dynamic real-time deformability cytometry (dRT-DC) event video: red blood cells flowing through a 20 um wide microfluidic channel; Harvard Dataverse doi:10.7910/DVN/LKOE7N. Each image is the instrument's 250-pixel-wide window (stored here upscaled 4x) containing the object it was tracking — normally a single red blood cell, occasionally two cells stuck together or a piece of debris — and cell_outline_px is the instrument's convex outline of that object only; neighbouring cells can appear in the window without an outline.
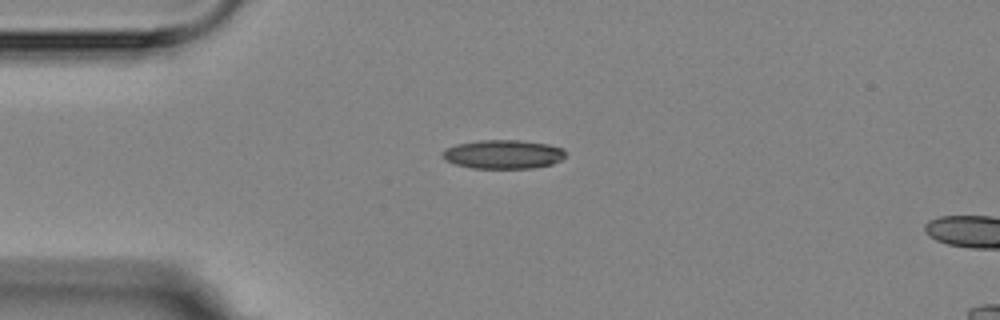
{"species": "Egyptian fruit bat (a non-hibernating species)", "species_latin": "Rousettus aegyptiacus", "temperature_condition": "room temperature", "stored_images_in_passage": 5, "camera_frame_rate_fps": 3000, "um_per_image_px": 0.085, "animal": {"sex": "female"}, "frame": {"image": 1, "passage_image": 3, "time_ms": 3.0, "image_size_px": [1000, 320], "cell_outline_px": [[564, 156], [560, 160], [552, 164], [532, 168], [472, 168], [456, 164], [444, 160], [440, 152], [444, 148], [456, 144], [480, 140], [520, 140], [548, 144], [564, 148]], "centroid_in_image_um": [42.73, 13.11], "position_along_channel_um": 42.3, "area_um2": 20.81}}
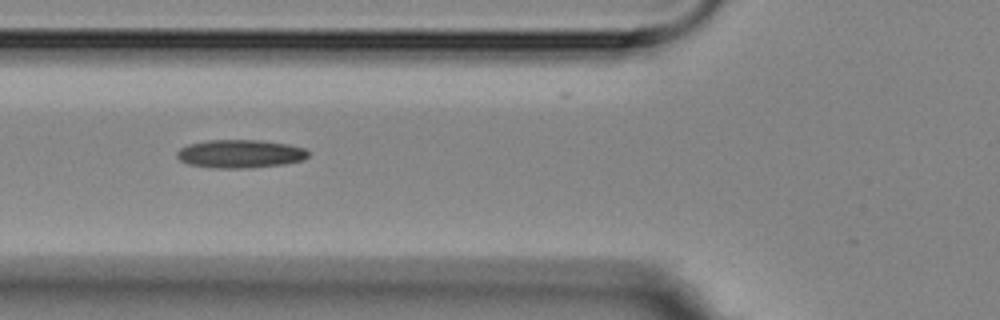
{"frame": {"image": 2, "passage_image": 5, "time_ms": 5.333, "image_size_px": [1000, 320], "cell_outline_px": [[308, 156], [304, 160], [284, 164], [252, 168], [212, 168], [188, 164], [180, 160], [176, 156], [176, 152], [180, 148], [188, 144], [208, 140], [260, 140], [288, 144], [304, 148], [308, 152]], "centroid_in_image_um": [20.4, 13.08], "position_along_channel_um": 105.4, "area_um2": 21.79}}